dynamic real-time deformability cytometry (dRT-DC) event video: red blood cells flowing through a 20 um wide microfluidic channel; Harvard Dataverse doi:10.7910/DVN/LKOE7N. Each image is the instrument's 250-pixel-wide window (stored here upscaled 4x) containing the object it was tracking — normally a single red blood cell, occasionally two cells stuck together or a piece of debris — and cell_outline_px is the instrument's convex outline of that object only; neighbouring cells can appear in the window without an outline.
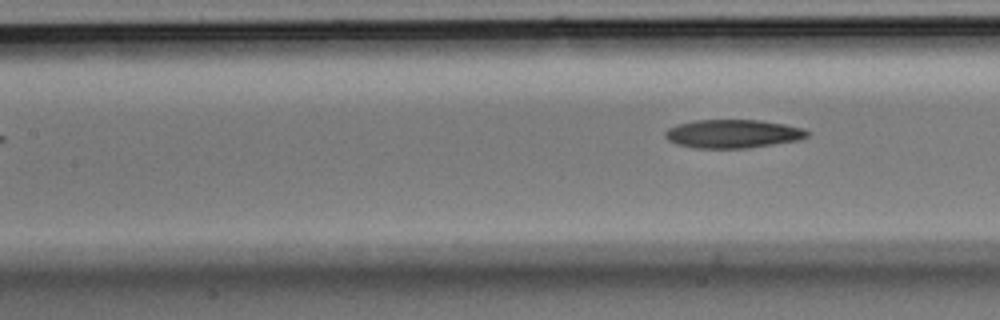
{"species": "Egyptian fruit bat (a non-hibernating species)", "species_latin": "Rousettus aegyptiacus", "temperature_condition": "room temperature", "stored_images_in_passage": 7, "camera_frame_rate_fps": 3000, "um_per_image_px": 0.085, "animal": {"sex": "male"}, "frame": {"image": 1, "passage_image": 7, "time_ms": 2.0, "image_size_px": [1000, 320], "cell_outline_px": [[808, 136], [800, 140], [748, 148], [696, 148], [676, 144], [668, 140], [664, 136], [664, 132], [668, 128], [676, 124], [696, 120], [760, 120], [784, 124], [804, 128], [808, 132]], "centroid_in_image_um": [62.28, 11.37], "position_along_channel_um": 145.1, "area_um2": 23.7}}